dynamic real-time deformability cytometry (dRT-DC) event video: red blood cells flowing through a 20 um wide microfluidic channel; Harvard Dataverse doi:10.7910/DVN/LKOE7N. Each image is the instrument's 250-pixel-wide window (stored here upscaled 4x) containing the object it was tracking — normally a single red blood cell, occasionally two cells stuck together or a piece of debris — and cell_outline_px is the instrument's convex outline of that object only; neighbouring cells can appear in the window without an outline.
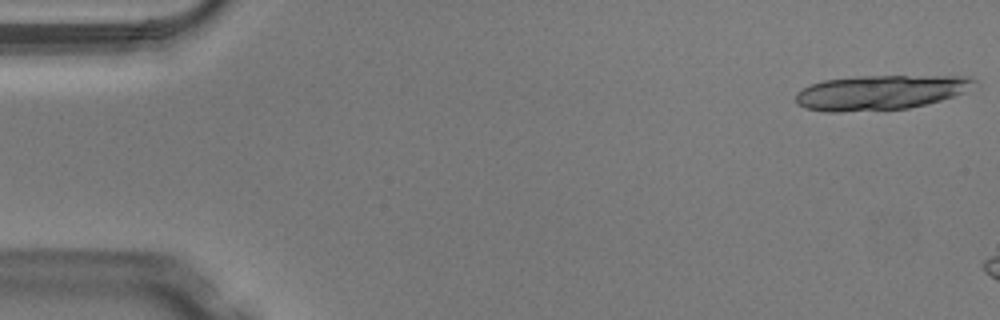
{"species": "Egyptian fruit bat (a non-hibernating species)", "species_latin": "Rousettus aegyptiacus", "temperature_condition": "warm", "stored_images_in_passage": 6, "camera_frame_rate_fps": 3000, "um_per_image_px": 0.085, "animal": {"sex": "male"}, "frame": {"image": 1, "passage_image": 1, "time_ms": 0.0, "image_size_px": [1000, 320], "cell_outline_px": [[980, 88], [940, 100], [908, 108], [836, 112], [828, 112], [804, 108], [796, 104], [796, 92], [812, 84], [824, 80], [856, 76], [972, 76], [980, 84]], "centroid_in_image_um": [74.93, 7.84], "position_along_channel_um": 10.1, "area_um2": 36.47}}